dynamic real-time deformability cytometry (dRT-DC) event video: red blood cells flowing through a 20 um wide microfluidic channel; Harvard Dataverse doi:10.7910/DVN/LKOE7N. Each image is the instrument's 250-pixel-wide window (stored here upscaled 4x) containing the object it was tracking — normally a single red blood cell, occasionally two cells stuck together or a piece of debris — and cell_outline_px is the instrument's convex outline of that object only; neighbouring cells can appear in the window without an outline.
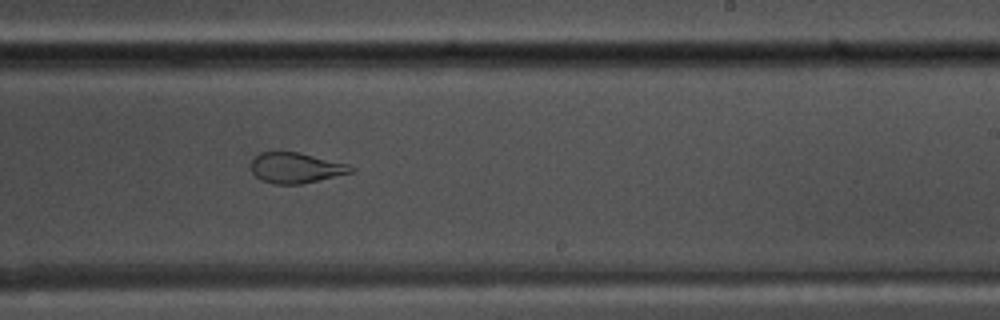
{"species": "common noctule bat (a hibernating species)", "species_latin": "Nyctalus noctula", "temperature_condition": "warm", "stored_images_in_passage": 51, "camera_frame_rate_fps": 3000, "um_per_image_px": 0.085, "animal": {"sex": "male", "body_mass_g": 17.5, "forearm_length_mm": 52.3}, "frame": {"image": 1, "passage_image": 32, "time_ms": 10.333, "image_size_px": [1000, 320], "cell_outline_px": [[356, 168], [352, 172], [300, 184], [272, 184], [260, 180], [252, 172], [252, 160], [260, 152], [300, 152], [348, 164]], "centroid_in_image_um": [25.14, 14.26], "position_along_channel_um": 263.9, "area_um2": 17.63}}
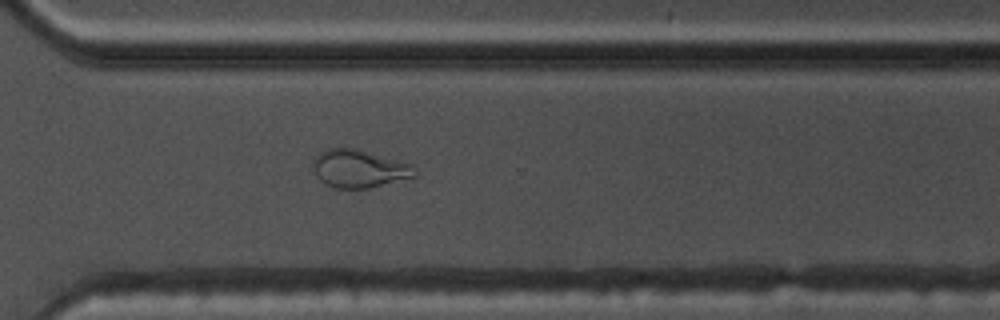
{"frame": {"image": 2, "passage_image": 38, "time_ms": 12.333, "image_size_px": [1000, 320], "cell_outline_px": [[416, 176], [368, 188], [332, 188], [324, 184], [320, 180], [312, 168], [312, 160], [320, 152], [332, 148], [356, 148], [408, 164], [416, 172]], "centroid_in_image_um": [30.44, 14.35], "position_along_channel_um": 340.2, "area_um2": 22.08}}
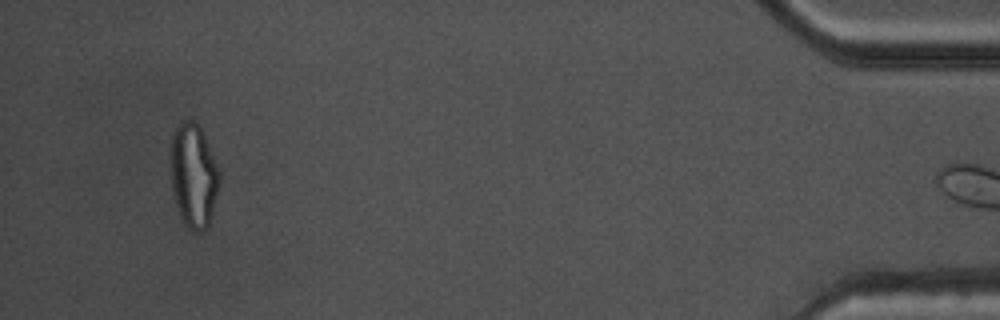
{"frame": {"image": 3, "passage_image": 50, "time_ms": 16.333, "image_size_px": [1000, 320], "cell_outline_px": [[220, 176], [212, 212], [208, 228], [204, 232], [192, 232], [184, 224], [180, 216], [176, 204], [172, 188], [168, 152], [172, 136], [176, 128], [184, 120], [192, 120], [200, 128], [204, 136], [216, 164]], "centroid_in_image_um": [16.4, 14.96], "position_along_channel_um": 418.8, "area_um2": 29.54}}